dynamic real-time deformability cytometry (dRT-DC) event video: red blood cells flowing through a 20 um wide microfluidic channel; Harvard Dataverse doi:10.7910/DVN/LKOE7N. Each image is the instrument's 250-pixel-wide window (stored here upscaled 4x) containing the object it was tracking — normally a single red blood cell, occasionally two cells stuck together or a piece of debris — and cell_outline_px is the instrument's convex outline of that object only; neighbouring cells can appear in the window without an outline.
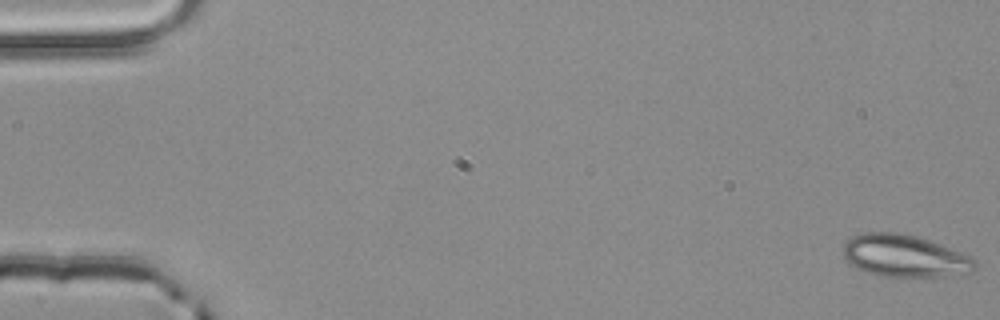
{"species": "common noctule bat (a hibernating species)", "species_latin": "Nyctalus noctula", "temperature_condition": "room temperature", "stored_images_in_passage": 54, "camera_frame_rate_fps": 3000, "um_per_image_px": 0.085, "animal": {"sex": "male", "body_mass_g": 20.4}, "frame": {"image": 1, "passage_image": 1, "time_ms": 0.0, "image_size_px": [1000, 320], "cell_outline_px": [[976, 268], [972, 272], [948, 276], [900, 280], [876, 276], [856, 268], [848, 264], [844, 256], [844, 244], [852, 236], [864, 232], [896, 232], [916, 236], [928, 240], [968, 256], [976, 260]], "centroid_in_image_um": [76.86, 21.82], "position_along_channel_um": 8.1, "area_um2": 33.29}}
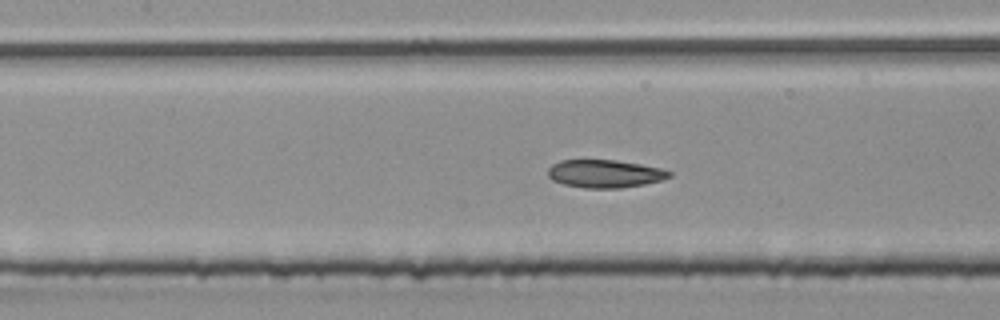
{"frame": {"image": 2, "passage_image": 25, "time_ms": 8.0, "image_size_px": [1000, 320], "cell_outline_px": [[672, 176], [660, 180], [644, 184], [620, 188], [584, 188], [564, 184], [552, 180], [548, 176], [548, 168], [552, 164], [560, 160], [616, 160], [640, 164], [660, 168], [672, 172]], "centroid_in_image_um": [51.39, 14.76], "position_along_channel_um": 156.0, "area_um2": 19.71}}
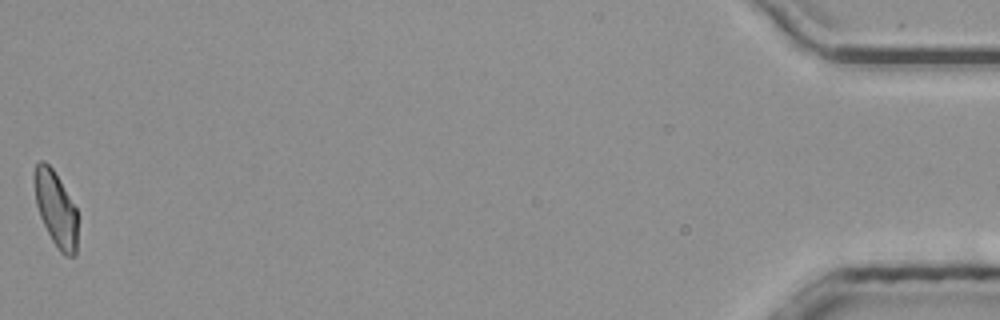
{"frame": {"image": 3, "passage_image": 54, "time_ms": 17.667, "image_size_px": [1000, 320], "cell_outline_px": [[76, 256], [64, 256], [56, 248], [40, 216], [36, 204], [32, 180], [32, 176], [36, 164], [40, 160], [44, 160], [52, 168], [76, 208]], "centroid_in_image_um": [4.7, 17.73], "position_along_channel_um": 430.5, "area_um2": 18.9}, "authors_computed_cell_mechanics": {"area_um2": 20.0566, "velocity_mm_per_s": 3.9024, "shape_relaxation_time_tau1_ms": null, "shape_relaxation_time_tau2_ms": 2.8715, "deformation_change_tau1": null, "deformation_change_tau2": 0.0911}}